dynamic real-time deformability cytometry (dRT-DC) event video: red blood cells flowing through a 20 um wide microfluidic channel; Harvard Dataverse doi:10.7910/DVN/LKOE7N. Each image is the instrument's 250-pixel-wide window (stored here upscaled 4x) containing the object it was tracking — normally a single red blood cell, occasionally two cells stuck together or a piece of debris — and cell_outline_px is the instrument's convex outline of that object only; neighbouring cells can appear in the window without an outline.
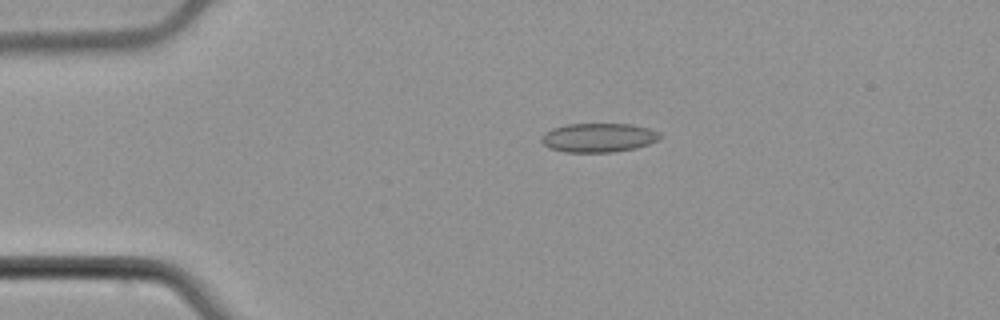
{"species": "common noctule bat (a hibernating species)", "species_latin": "Nyctalus noctula", "temperature_condition": "cold", "stored_images_in_passage": 4, "camera_frame_rate_fps": 3000, "um_per_image_px": 0.085, "animal": {"sex": "male", "body_mass_g": 21.5, "forearm_length_mm": 52.0}, "frame": {"image": 1, "passage_image": 3, "time_ms": 0.667, "image_size_px": [1000, 320], "cell_outline_px": [[660, 140], [636, 148], [612, 152], [564, 152], [552, 148], [544, 144], [540, 140], [552, 128], [568, 124], [632, 124], [648, 128], [660, 132]], "centroid_in_image_um": [50.93, 11.7], "position_along_channel_um": 34.1, "area_um2": 19.88}}